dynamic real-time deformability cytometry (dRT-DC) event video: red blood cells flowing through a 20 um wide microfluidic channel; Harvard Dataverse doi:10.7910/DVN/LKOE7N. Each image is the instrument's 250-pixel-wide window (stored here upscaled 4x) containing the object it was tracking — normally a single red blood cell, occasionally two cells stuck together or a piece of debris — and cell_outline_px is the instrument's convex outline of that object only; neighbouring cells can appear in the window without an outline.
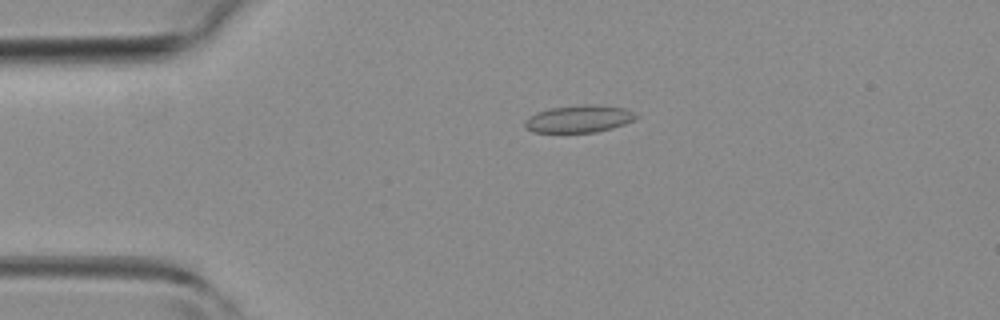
{"species": "common noctule bat (a hibernating species)", "species_latin": "Nyctalus noctula", "temperature_condition": "room temperature", "stored_images_in_passage": 2, "camera_frame_rate_fps": 3000, "um_per_image_px": 0.085, "animal": {"sex": "female", "body_mass_g": 19.3, "forearm_length_mm": 54.1}, "frame": {"image": 1, "passage_image": 1, "time_ms": 0.0, "image_size_px": [1000, 320], "cell_outline_px": [[640, 116], [624, 124], [612, 128], [596, 132], [532, 132], [524, 128], [524, 120], [528, 116], [536, 112], [548, 108], [584, 104], [588, 104], [624, 108]], "centroid_in_image_um": [49.15, 10.1], "position_along_channel_um": 35.9, "area_um2": 17.74}}